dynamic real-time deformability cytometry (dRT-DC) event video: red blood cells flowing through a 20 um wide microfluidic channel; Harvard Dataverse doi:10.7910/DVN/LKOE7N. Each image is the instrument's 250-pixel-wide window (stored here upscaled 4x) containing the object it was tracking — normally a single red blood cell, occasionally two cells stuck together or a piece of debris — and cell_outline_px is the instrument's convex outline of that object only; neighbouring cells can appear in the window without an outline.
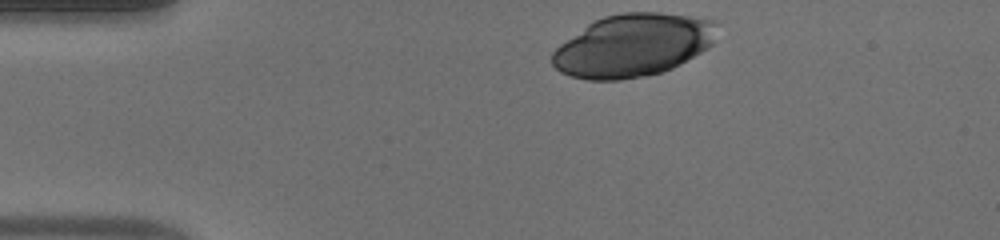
{"species": "human", "species_latin": "Homo sapiens", "temperature_condition": "warm", "stored_images_in_passage": 36, "camera_frame_rate_fps": 3000, "um_per_image_px": 0.085, "donor": {"sex": "male"}, "frame": {"image": 1, "passage_image": 1, "time_ms": 0.0, "image_size_px": [1000, 240], "cell_outline_px": [[716, 24], [712, 44], [708, 48], [680, 64], [672, 68], [648, 76], [620, 80], [588, 80], [572, 76], [560, 72], [552, 64], [552, 52], [560, 44], [592, 20], [604, 16], [624, 12], [660, 12], [712, 20]], "centroid_in_image_um": [53.76, 3.86], "position_along_channel_um": 31.2, "area_um2": 60.05}}